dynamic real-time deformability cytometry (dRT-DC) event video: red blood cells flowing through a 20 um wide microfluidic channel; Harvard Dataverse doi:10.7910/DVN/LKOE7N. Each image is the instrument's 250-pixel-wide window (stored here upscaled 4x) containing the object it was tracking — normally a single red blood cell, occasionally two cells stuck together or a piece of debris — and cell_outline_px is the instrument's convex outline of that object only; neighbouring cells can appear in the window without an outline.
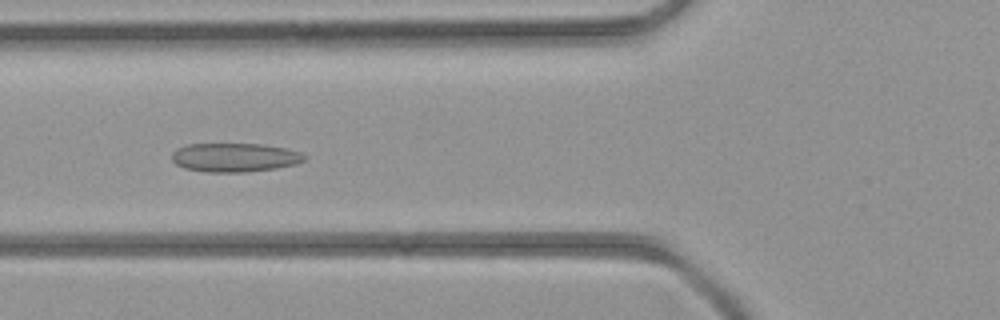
{"species": "common noctule bat (a hibernating species)", "species_latin": "Nyctalus noctula", "temperature_condition": "room temperature", "stored_images_in_passage": 32, "camera_frame_rate_fps": 3000, "um_per_image_px": 0.085, "animal": {"sex": "female", "body_mass_g": 21.9}, "frame": {"image": 1, "passage_image": 7, "time_ms": 2.0, "image_size_px": [1000, 320], "cell_outline_px": [[308, 156], [304, 160], [296, 164], [276, 168], [244, 172], [208, 172], [184, 168], [176, 164], [172, 160], [172, 152], [176, 148], [188, 144], [264, 144], [284, 148], [300, 152]], "centroid_in_image_um": [19.94, 13.38], "position_along_channel_um": 105.9, "area_um2": 22.31}}
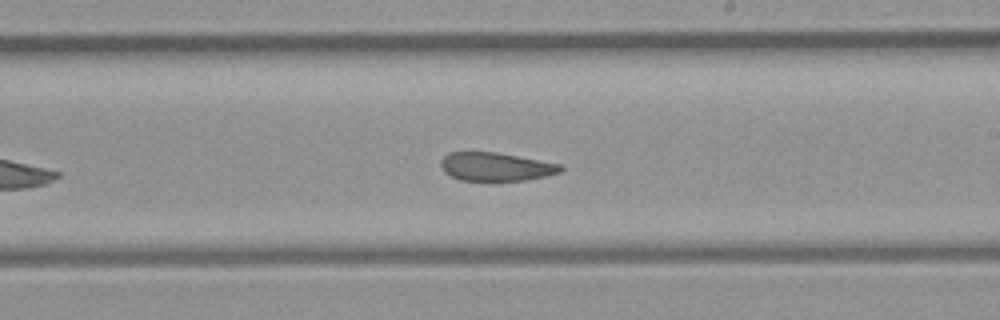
{"frame": {"image": 2, "passage_image": 16, "time_ms": 5.0, "image_size_px": [1000, 320], "cell_outline_px": [[564, 168], [560, 172], [544, 176], [524, 180], [460, 180], [444, 172], [440, 164], [440, 160], [448, 152], [496, 152], [564, 164]], "centroid_in_image_um": [42.16, 14.15], "position_along_channel_um": 246.8, "area_um2": 19.83}}
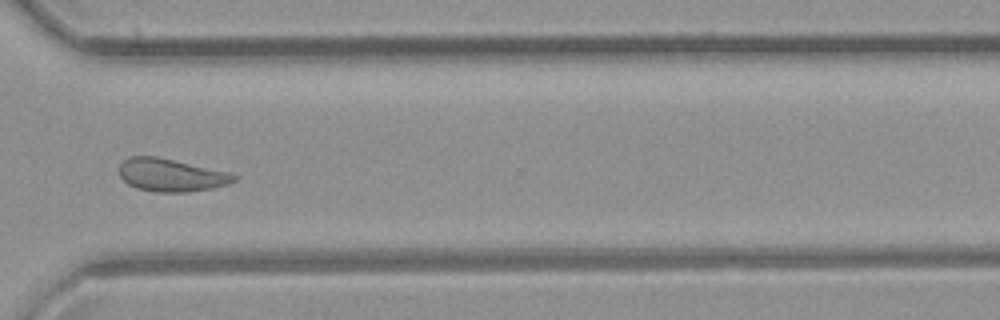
{"frame": {"image": 3, "passage_image": 23, "time_ms": 7.333, "image_size_px": [1000, 320], "cell_outline_px": [[240, 176], [236, 180], [228, 184], [212, 188], [188, 192], [156, 192], [136, 188], [128, 184], [120, 176], [120, 164], [128, 156], [156, 156], [228, 172]], "centroid_in_image_um": [14.54, 14.88], "position_along_channel_um": 356.1, "area_um2": 21.91}}